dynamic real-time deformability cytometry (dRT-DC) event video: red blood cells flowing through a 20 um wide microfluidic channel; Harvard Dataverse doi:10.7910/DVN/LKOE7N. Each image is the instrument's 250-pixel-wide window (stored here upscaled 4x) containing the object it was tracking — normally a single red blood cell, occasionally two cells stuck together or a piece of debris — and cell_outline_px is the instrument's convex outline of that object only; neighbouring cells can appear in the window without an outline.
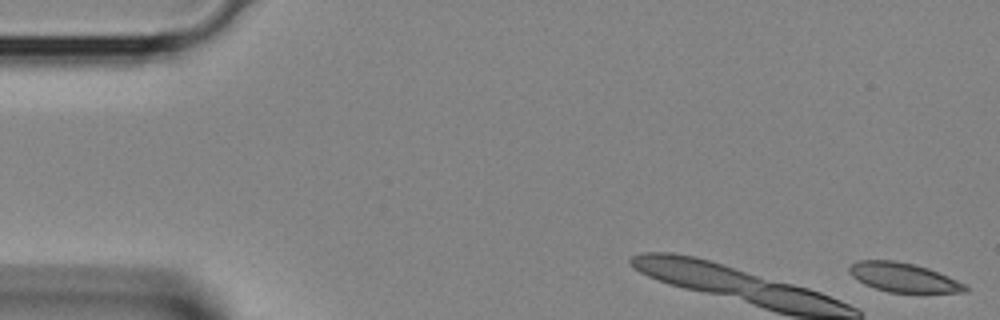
{"species": "Egyptian fruit bat (a non-hibernating species)", "species_latin": "Rousettus aegyptiacus", "temperature_condition": "room temperature", "stored_images_in_passage": 6, "camera_frame_rate_fps": 3000, "um_per_image_px": 0.085, "animal": {"sex": "female"}, "frame": {"image": 1, "passage_image": 1, "time_ms": 0.0, "image_size_px": [1000, 320], "cell_outline_px": [[968, 292], [888, 292], [864, 284], [852, 276], [848, 272], [848, 268], [852, 264], [860, 260], [896, 260], [928, 268], [948, 276], [964, 284], [968, 288]], "centroid_in_image_um": [76.77, 23.57], "position_along_channel_um": 8.2, "area_um2": 19.48}}